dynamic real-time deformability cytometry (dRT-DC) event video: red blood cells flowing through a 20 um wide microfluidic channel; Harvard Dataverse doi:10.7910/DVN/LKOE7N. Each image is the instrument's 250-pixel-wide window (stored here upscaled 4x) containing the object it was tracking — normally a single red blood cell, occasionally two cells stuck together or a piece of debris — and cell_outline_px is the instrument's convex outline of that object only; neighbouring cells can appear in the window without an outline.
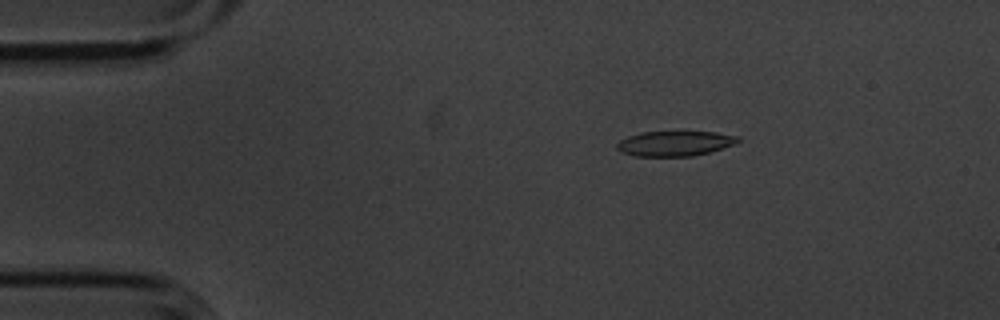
{"species": "common noctule bat (a hibernating species)", "species_latin": "Nyctalus noctula", "temperature_condition": "cold", "stored_images_in_passage": 5, "camera_frame_rate_fps": 3000, "um_per_image_px": 0.085, "animal": {"sex": "male", "body_mass_g": 20.1, "forearm_length_mm": 53.5}, "frame": {"image": 1, "passage_image": 2, "time_ms": 0.333, "image_size_px": [1000, 320], "cell_outline_px": [[740, 140], [736, 144], [708, 152], [692, 156], [636, 156], [624, 152], [616, 148], [616, 144], [620, 140], [628, 136], [640, 132], [716, 132], [740, 136]], "centroid_in_image_um": [57.39, 12.19], "position_along_channel_um": 27.6, "area_um2": 17.57}}
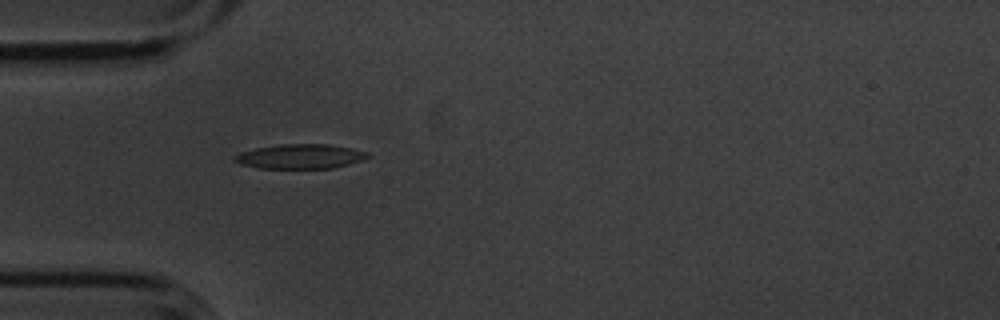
{"frame": {"image": 2, "passage_image": 4, "time_ms": 1.0, "image_size_px": [1000, 320], "cell_outline_px": [[372, 156], [348, 164], [332, 168], [260, 168], [240, 164], [232, 160], [232, 156], [240, 152], [256, 148], [280, 144], [328, 144], [352, 148], [368, 152]], "centroid_in_image_um": [25.5, 13.29], "position_along_channel_um": 59.5, "area_um2": 19.07}}
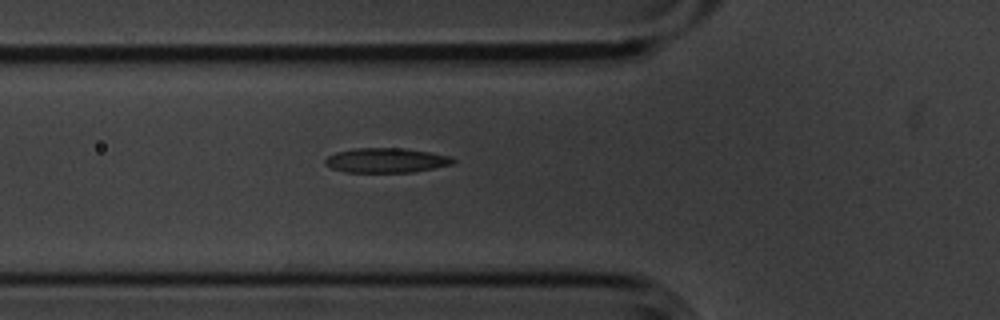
{"frame": {"image": 3, "passage_image": 5, "time_ms": 1.333, "image_size_px": [1000, 320], "cell_outline_px": [[456, 160], [452, 164], [412, 172], [344, 172], [332, 168], [324, 164], [324, 160], [328, 156], [336, 152], [352, 148], [404, 148], [452, 156]], "centroid_in_image_um": [32.8, 13.62], "position_along_channel_um": 93.0, "area_um2": 18.38}}